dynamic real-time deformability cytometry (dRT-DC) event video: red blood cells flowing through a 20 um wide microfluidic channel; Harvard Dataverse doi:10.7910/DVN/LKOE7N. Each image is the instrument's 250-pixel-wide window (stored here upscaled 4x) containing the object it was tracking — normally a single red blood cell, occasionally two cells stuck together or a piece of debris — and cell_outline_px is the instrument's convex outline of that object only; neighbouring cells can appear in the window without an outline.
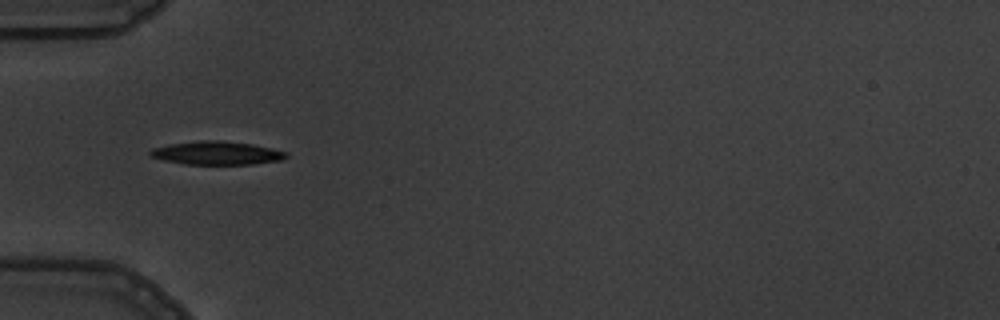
{"species": "common noctule bat (a hibernating species)", "species_latin": "Nyctalus noctula", "temperature_condition": "warm", "stored_images_in_passage": 6, "camera_frame_rate_fps": 3000, "um_per_image_px": 0.085, "animal": {"sex": "male", "body_mass_g": 19.5, "forearm_length_mm": 54.6}, "frame": {"image": 1, "passage_image": 3, "time_ms": 2.0, "image_size_px": [1000, 320], "cell_outline_px": [[288, 156], [280, 160], [252, 164], [184, 164], [164, 160], [148, 156], [148, 152], [152, 148], [168, 144], [200, 140], [220, 140], [252, 144], [272, 148], [288, 152]], "centroid_in_image_um": [18.39, 13.0], "position_along_channel_um": 66.6, "area_um2": 18.61}}
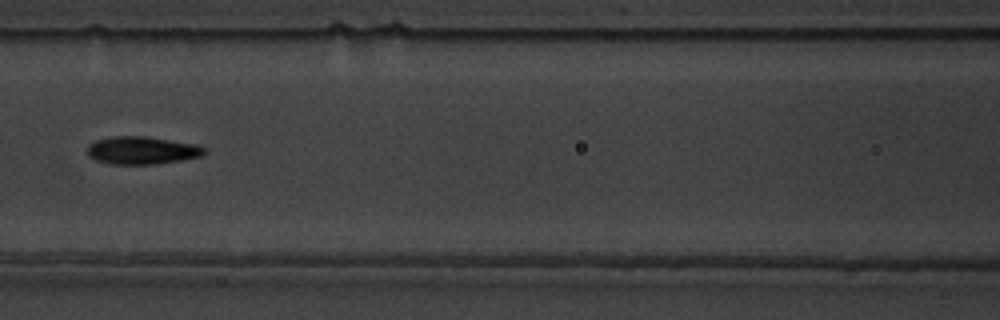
{"frame": {"image": 2, "passage_image": 5, "time_ms": 4.333, "image_size_px": [1000, 320], "cell_outline_px": [[208, 152], [200, 156], [180, 160], [156, 164], [108, 164], [96, 160], [88, 156], [88, 144], [96, 140], [112, 136], [148, 136], [200, 144]], "centroid_in_image_um": [12.09, 12.77], "position_along_channel_um": 154.5, "area_um2": 19.19}}